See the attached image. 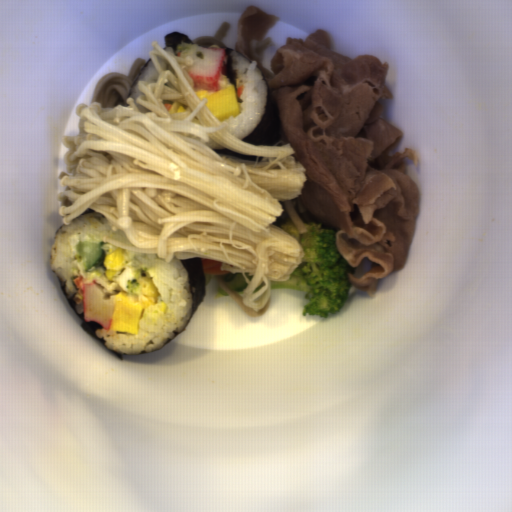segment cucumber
I'll return each mask as SVG.
<instances>
[{"mask_svg":"<svg viewBox=\"0 0 512 512\" xmlns=\"http://www.w3.org/2000/svg\"><path fill=\"white\" fill-rule=\"evenodd\" d=\"M107 242L101 240H82L75 242L74 249L77 251V259L82 262L85 271L94 267L103 255Z\"/></svg>","mask_w":512,"mask_h":512,"instance_id":"8b760119","label":"cucumber"}]
</instances>
